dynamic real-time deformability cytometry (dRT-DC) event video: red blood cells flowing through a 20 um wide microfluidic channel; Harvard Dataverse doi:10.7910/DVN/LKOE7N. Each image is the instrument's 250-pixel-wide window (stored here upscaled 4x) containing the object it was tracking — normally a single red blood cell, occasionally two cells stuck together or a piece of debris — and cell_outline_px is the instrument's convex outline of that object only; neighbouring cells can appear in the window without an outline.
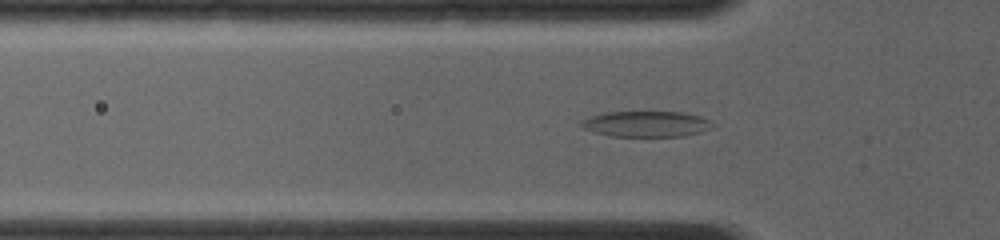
{"species": "common noctule bat (a hibernating species)", "species_latin": "Nyctalus noctula", "temperature_condition": "room temperature", "stored_images_in_passage": 41, "camera_frame_rate_fps": 4000, "um_per_image_px": 0.085, "animal": {"sex": "female", "body_mass_g": 19.0, "forearm_length_mm": 56.7}, "frame": {"image": 1, "passage_image": 14, "time_ms": 3.5, "image_size_px": [1000, 240], "cell_outline_px": [[716, 124], [712, 128], [700, 132], [684, 136], [612, 136], [592, 132], [584, 128], [580, 124], [580, 120], [604, 112], [684, 112], [700, 116], [712, 120]], "centroid_in_image_um": [54.97, 10.53], "position_along_channel_um": 70.8, "area_um2": 19.88}}
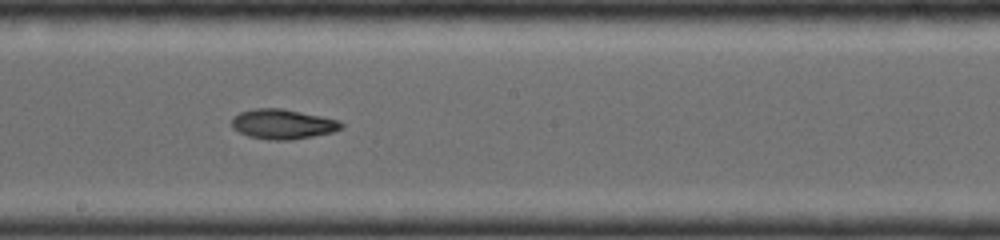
{"frame": {"image": 2, "passage_image": 28, "time_ms": 7.0, "image_size_px": [1000, 240], "cell_outline_px": [[344, 128], [332, 132], [292, 140], [268, 140], [248, 136], [232, 128], [232, 120], [240, 112], [256, 108], [280, 108], [340, 120], [344, 124]], "centroid_in_image_um": [24.06, 10.56], "position_along_channel_um": 224.1, "area_um2": 18.96}}
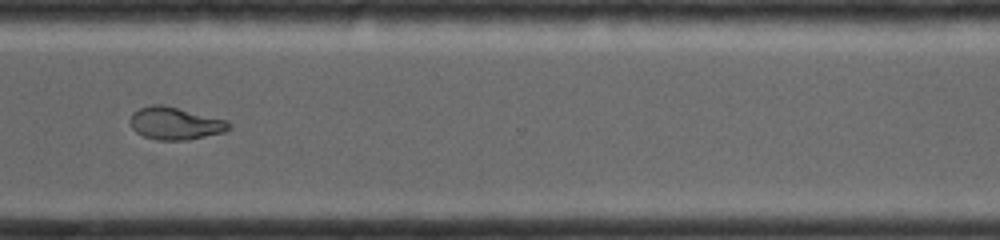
{"frame": {"image": 3, "passage_image": 40, "time_ms": 10.0, "image_size_px": [1000, 240], "cell_outline_px": [[232, 124], [224, 132], [188, 140], [156, 140], [144, 136], [136, 132], [132, 128], [128, 120], [132, 112], [140, 108], [152, 104], [164, 104], [228, 120]], "centroid_in_image_um": [14.87, 10.47], "position_along_channel_um": 355.7, "area_um2": 18.96}}